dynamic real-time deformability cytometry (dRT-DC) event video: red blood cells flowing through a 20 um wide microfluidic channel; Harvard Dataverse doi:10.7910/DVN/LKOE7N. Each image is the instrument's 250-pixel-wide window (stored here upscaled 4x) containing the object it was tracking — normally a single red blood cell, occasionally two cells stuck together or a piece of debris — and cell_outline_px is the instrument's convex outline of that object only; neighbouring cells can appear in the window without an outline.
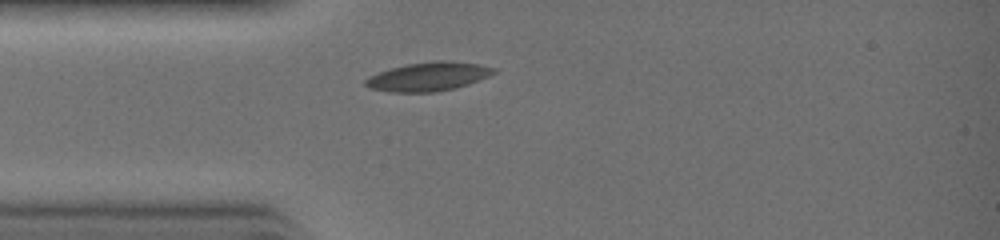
{"species": "common noctule bat (a hibernating species)", "species_latin": "Nyctalus noctula", "temperature_condition": "warm", "stored_images_in_passage": 22, "camera_frame_rate_fps": 3000, "um_per_image_px": 0.085, "animal": {"sex": "female", "body_mass_g": 19.0, "forearm_length_mm": 51.5}, "frame": {"image": 1, "passage_image": 1, "time_ms": 0.0, "image_size_px": [1000, 240], "cell_outline_px": [[496, 72], [488, 76], [468, 84], [436, 92], [388, 92], [368, 88], [364, 84], [364, 80], [368, 76], [392, 68], [408, 64], [436, 60], [440, 60], [480, 64], [496, 68]], "centroid_in_image_um": [36.38, 6.51], "position_along_channel_um": 48.6, "area_um2": 21.39}}
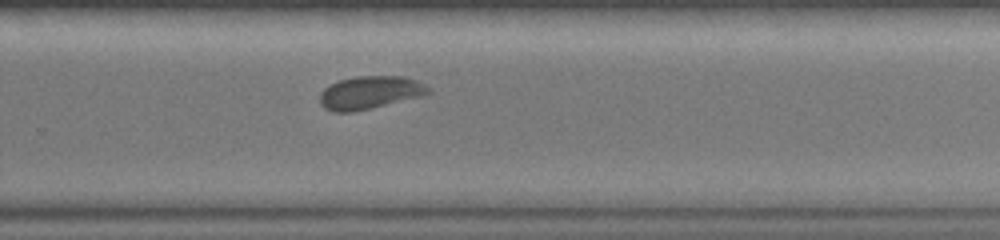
{"frame": {"image": 2, "passage_image": 14, "time_ms": 4.333, "image_size_px": [1000, 240], "cell_outline_px": [[432, 92], [420, 96], [352, 112], [332, 112], [324, 108], [320, 104], [320, 92], [324, 88], [340, 80], [356, 76], [400, 76], [416, 80], [424, 84]], "centroid_in_image_um": [31.4, 7.87], "position_along_channel_um": 298.4, "area_um2": 20.52}}
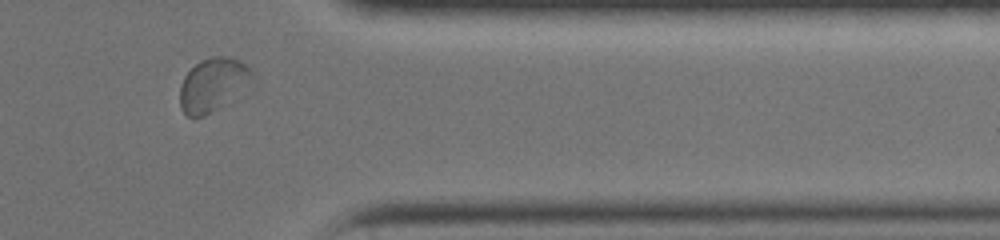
{"frame": {"image": 3, "passage_image": 19, "time_ms": 6.0, "image_size_px": [1000, 240], "cell_outline_px": [[252, 76], [204, 116], [188, 116], [180, 108], [180, 84], [184, 76], [200, 60], [212, 56], [228, 56], [240, 60], [252, 68]], "centroid_in_image_um": [17.98, 7.11], "position_along_channel_um": 393.4, "area_um2": 20.92}}